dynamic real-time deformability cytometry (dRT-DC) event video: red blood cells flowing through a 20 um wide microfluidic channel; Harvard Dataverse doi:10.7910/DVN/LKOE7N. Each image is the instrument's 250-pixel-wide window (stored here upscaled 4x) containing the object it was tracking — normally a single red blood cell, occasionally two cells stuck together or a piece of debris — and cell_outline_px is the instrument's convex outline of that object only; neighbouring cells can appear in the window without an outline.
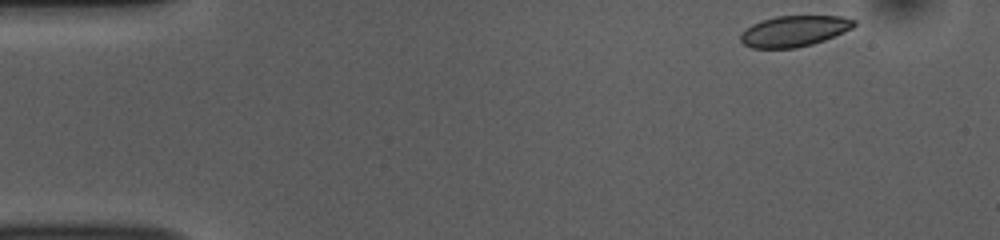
{"species": "common noctule bat (a hibernating species)", "species_latin": "Nyctalus noctula", "temperature_condition": "room temperature", "stored_images_in_passage": 48, "camera_frame_rate_fps": 3000, "um_per_image_px": 0.085, "animal": {"sex": "female", "body_mass_g": 10.0, "forearm_length_mm": 53.1}, "frame": {"image": 1, "passage_image": 1, "time_ms": 0.0, "image_size_px": [1000, 240], "cell_outline_px": [[856, 24], [852, 28], [824, 40], [812, 44], [796, 48], [752, 48], [744, 44], [740, 40], [740, 32], [752, 24], [776, 16], [840, 16], [856, 20]], "centroid_in_image_um": [67.48, 2.64], "position_along_channel_um": 17.5, "area_um2": 20.35}}
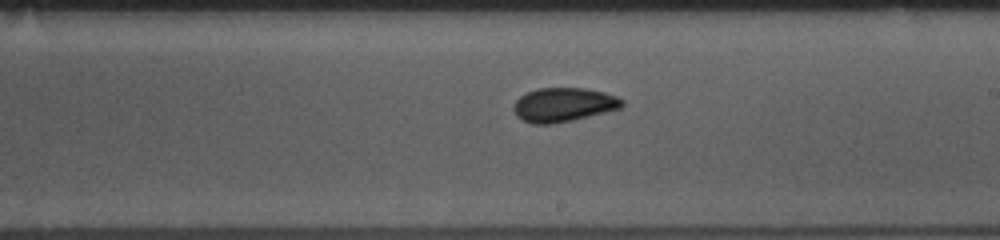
{"frame": {"image": 2, "passage_image": 26, "time_ms": 8.333, "image_size_px": [1000, 240], "cell_outline_px": [[624, 104], [620, 108], [572, 120], [552, 124], [532, 124], [516, 116], [512, 108], [516, 100], [520, 96], [536, 88], [584, 88], [604, 92], [616, 96], [624, 100]], "centroid_in_image_um": [47.87, 8.9], "position_along_channel_um": 241.1, "area_um2": 21.44}}
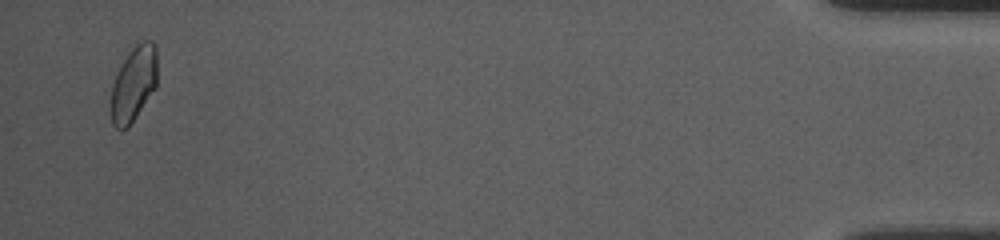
{"frame": {"image": 3, "passage_image": 47, "time_ms": 15.333, "image_size_px": [1000, 240], "cell_outline_px": [[156, 88], [128, 128], [116, 128], [112, 124], [112, 84], [128, 44], [144, 40], [152, 40], [156, 48]], "centroid_in_image_um": [11.36, 7.01], "position_along_channel_um": 423.8, "area_um2": 20.75}, "authors_computed_cell_mechanics": {"area_um2": 20.8658, "velocity_mm_per_s": 3.7876, "shape_relaxation_time_tau1_ms": null, "shape_relaxation_time_tau2_ms": 1.8886, "deformation_change_tau1": null, "deformation_change_tau2": 0.0469}}